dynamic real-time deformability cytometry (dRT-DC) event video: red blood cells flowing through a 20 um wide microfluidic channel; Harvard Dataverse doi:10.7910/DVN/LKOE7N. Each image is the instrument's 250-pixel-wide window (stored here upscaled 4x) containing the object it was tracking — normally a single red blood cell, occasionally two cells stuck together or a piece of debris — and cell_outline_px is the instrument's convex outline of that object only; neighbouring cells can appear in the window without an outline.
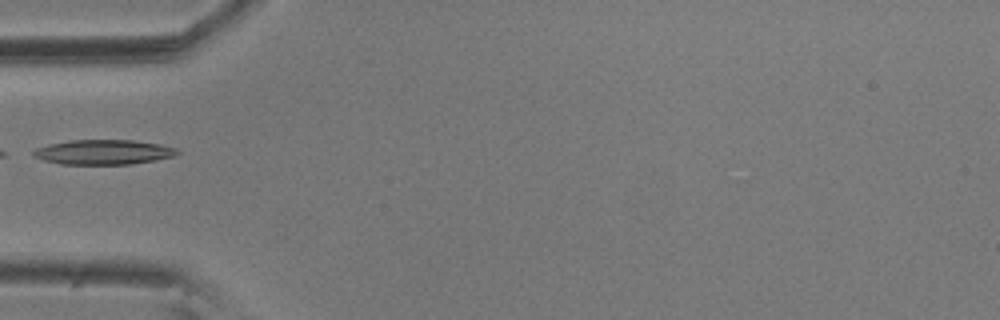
{"species": "common noctule bat (a hibernating species)", "species_latin": "Nyctalus noctula", "temperature_condition": "room temperature", "stored_images_in_passage": 38, "camera_frame_rate_fps": 3000, "um_per_image_px": 0.085, "animal": {"sex": "male", "body_mass_g": 20.5, "forearm_length_mm": 52.5}, "frame": {"image": 1, "passage_image": 1, "time_ms": 0.0, "image_size_px": [1000, 320], "cell_outline_px": [[180, 152], [172, 156], [156, 160], [132, 164], [60, 164], [44, 160], [32, 156], [32, 152], [36, 148], [48, 144], [68, 140], [132, 140], [160, 144], [176, 148]], "centroid_in_image_um": [8.76, 12.93], "position_along_channel_um": 76.2, "area_um2": 20.81}}